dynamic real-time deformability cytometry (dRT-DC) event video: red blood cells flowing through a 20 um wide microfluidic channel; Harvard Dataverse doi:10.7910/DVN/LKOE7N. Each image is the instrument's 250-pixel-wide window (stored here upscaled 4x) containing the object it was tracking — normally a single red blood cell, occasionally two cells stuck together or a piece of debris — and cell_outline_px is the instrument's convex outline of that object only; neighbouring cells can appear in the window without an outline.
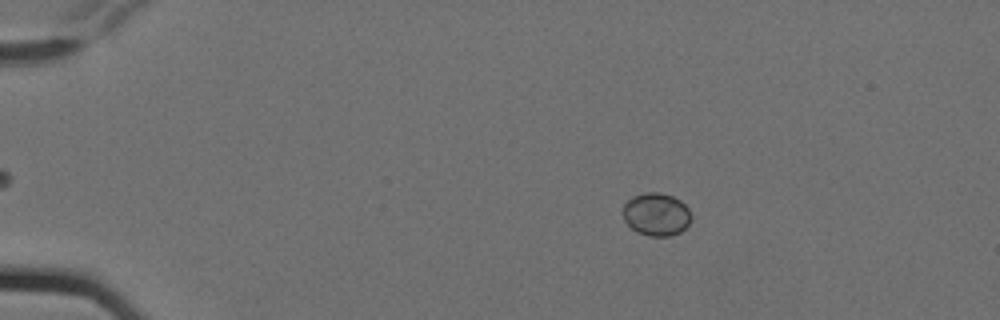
{"species": "Egyptian fruit bat (a non-hibernating species)", "species_latin": "Rousettus aegyptiacus", "temperature_condition": "cold", "stored_images_in_passage": 8, "camera_frame_rate_fps": 3000, "um_per_image_px": 0.085, "animal": {"sex": "female"}, "frame": {"image": 1, "passage_image": 1, "time_ms": 0.0, "image_size_px": [1000, 320], "cell_outline_px": [[692, 220], [680, 232], [672, 236], [648, 236], [636, 232], [624, 220], [624, 204], [632, 196], [644, 192], [660, 192], [672, 196], [680, 200], [688, 208], [692, 216]], "centroid_in_image_um": [55.8, 18.22], "position_along_channel_um": 29.2, "area_um2": 17.17}}
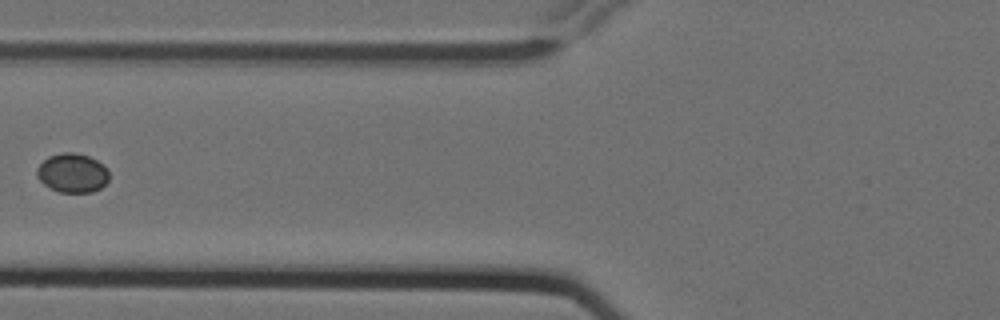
{"frame": {"image": 2, "passage_image": 5, "time_ms": 1.333, "image_size_px": [1000, 320], "cell_outline_px": [[108, 180], [100, 188], [92, 192], [60, 192], [48, 188], [36, 176], [36, 168], [48, 156], [64, 152], [72, 152], [88, 156], [104, 164], [108, 168]], "centroid_in_image_um": [6.14, 14.7], "position_along_channel_um": 119.7, "area_um2": 16.53}}
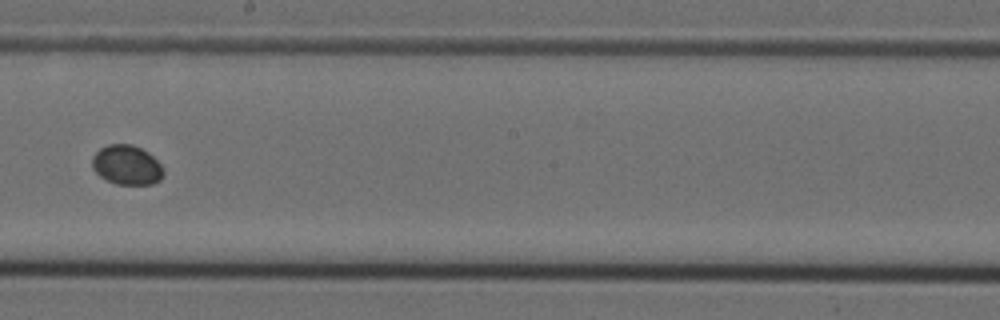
{"frame": {"image": 3, "passage_image": 8, "time_ms": 2.333, "image_size_px": [1000, 320], "cell_outline_px": [[164, 176], [160, 180], [152, 184], [116, 184], [100, 176], [92, 168], [92, 156], [100, 148], [108, 144], [132, 144], [148, 152], [164, 168]], "centroid_in_image_um": [10.78, 14.02], "position_along_channel_um": 237.4, "area_um2": 16.47}}